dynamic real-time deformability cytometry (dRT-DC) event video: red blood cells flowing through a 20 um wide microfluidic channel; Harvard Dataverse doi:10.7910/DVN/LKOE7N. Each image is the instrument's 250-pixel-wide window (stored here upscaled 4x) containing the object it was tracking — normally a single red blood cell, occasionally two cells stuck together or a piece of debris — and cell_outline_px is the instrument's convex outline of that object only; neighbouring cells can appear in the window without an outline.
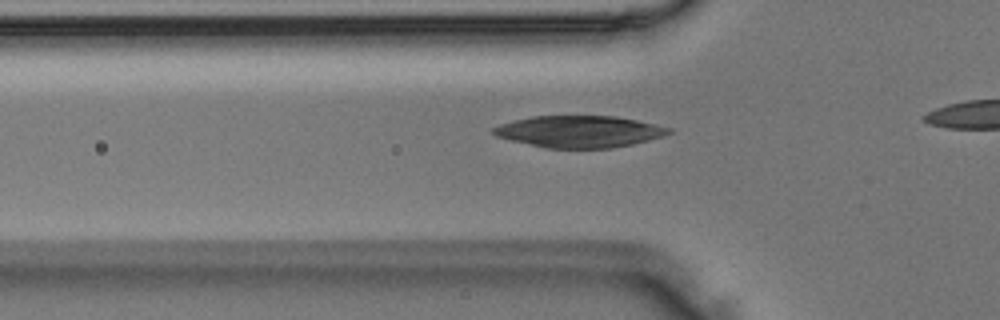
{"species": "Egyptian fruit bat (a non-hibernating species)", "species_latin": "Rousettus aegyptiacus", "temperature_condition": "room temperature", "stored_images_in_passage": 10, "camera_frame_rate_fps": 3000, "um_per_image_px": 0.085, "animal": {"sex": "male"}, "frame": {"image": 1, "passage_image": 2, "time_ms": 0.333, "image_size_px": [1000, 320], "cell_outline_px": [[672, 132], [664, 136], [632, 144], [612, 148], [544, 148], [496, 136], [492, 132], [492, 128], [500, 124], [532, 116], [616, 116], [636, 120], [672, 128]], "centroid_in_image_um": [49.25, 11.18], "position_along_channel_um": 76.5, "area_um2": 32.31}}
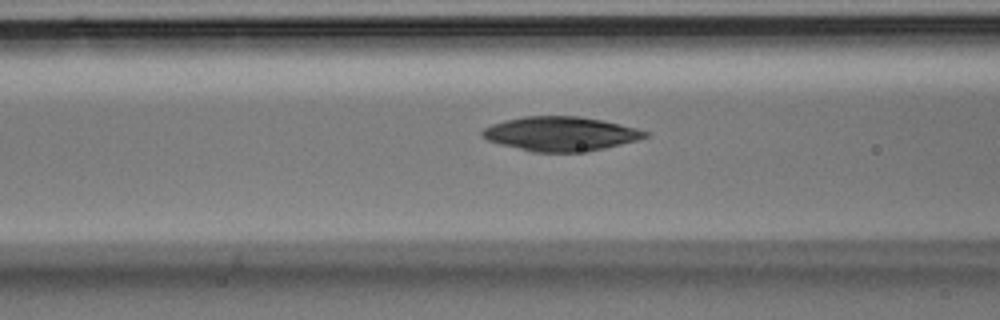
{"frame": {"image": 2, "passage_image": 5, "time_ms": 1.333, "image_size_px": [1000, 320], "cell_outline_px": [[648, 136], [636, 140], [588, 152], [532, 152], [500, 144], [488, 140], [480, 136], [480, 132], [484, 128], [492, 124], [504, 120], [524, 116], [580, 116], [620, 124], [636, 128], [648, 132]], "centroid_in_image_um": [47.61, 11.37], "position_along_channel_um": 119.0, "area_um2": 32.48}}
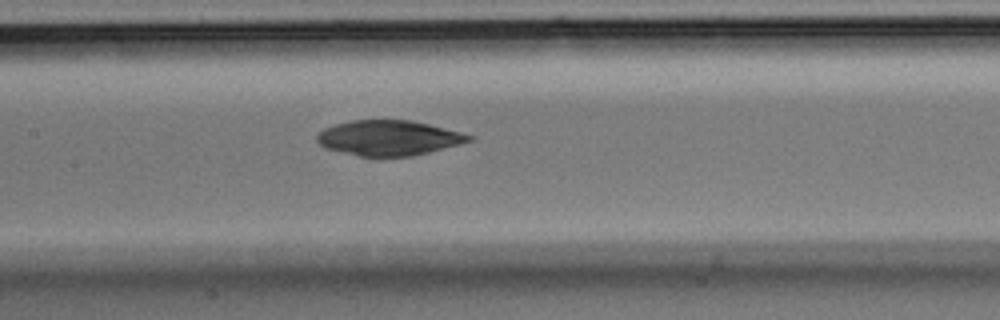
{"frame": {"image": 3, "passage_image": 9, "time_ms": 2.667, "image_size_px": [1000, 320], "cell_outline_px": [[472, 140], [460, 144], [412, 156], [360, 156], [324, 148], [316, 140], [316, 136], [324, 128], [336, 124], [352, 120], [412, 120], [460, 132], [472, 136]], "centroid_in_image_um": [33.01, 11.72], "position_along_channel_um": 174.4, "area_um2": 30.81}}